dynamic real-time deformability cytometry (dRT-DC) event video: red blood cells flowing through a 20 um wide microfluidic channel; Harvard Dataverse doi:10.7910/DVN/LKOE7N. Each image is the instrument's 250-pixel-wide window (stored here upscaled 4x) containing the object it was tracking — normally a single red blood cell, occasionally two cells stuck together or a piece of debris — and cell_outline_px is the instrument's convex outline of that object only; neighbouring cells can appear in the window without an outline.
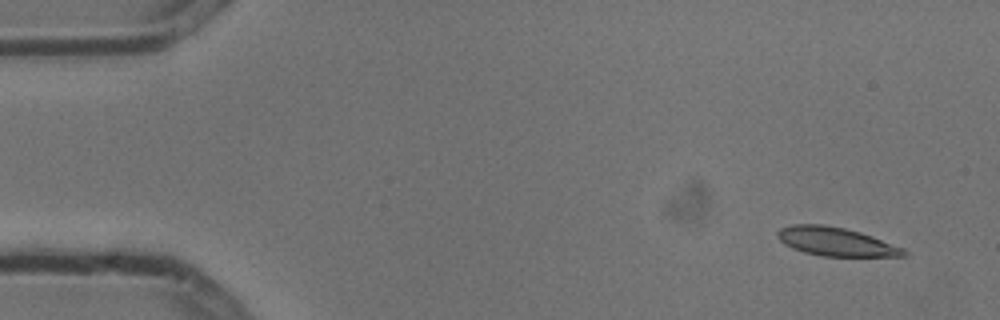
{"species": "common noctule bat (a hibernating species)", "species_latin": "Nyctalus noctula", "temperature_condition": "cold", "stored_images_in_passage": 6, "camera_frame_rate_fps": 3000, "um_per_image_px": 0.085, "animal": {"sex": "male", "body_mass_g": 13.3}, "frame": {"image": 1, "passage_image": 1, "time_ms": 0.0, "image_size_px": [1000, 320], "cell_outline_px": [[908, 252], [904, 256], [820, 256], [804, 252], [792, 248], [784, 244], [776, 236], [776, 232], [780, 228], [792, 224], [824, 224], [844, 228], [860, 232], [872, 236], [904, 248]], "centroid_in_image_um": [71.02, 20.53], "position_along_channel_um": 14.0, "area_um2": 21.1}}
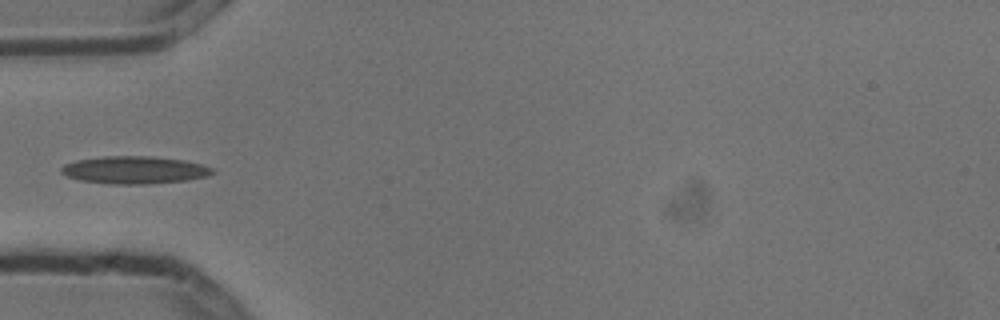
{"frame": {"image": 2, "passage_image": 5, "time_ms": 1.333, "image_size_px": [1000, 320], "cell_outline_px": [[216, 172], [208, 176], [188, 180], [144, 184], [112, 184], [80, 180], [68, 176], [60, 172], [60, 168], [64, 164], [76, 160], [104, 156], [152, 156], [184, 160], [200, 164], [212, 168]], "centroid_in_image_um": [11.43, 14.44], "position_along_channel_um": 73.6, "area_um2": 24.28}}
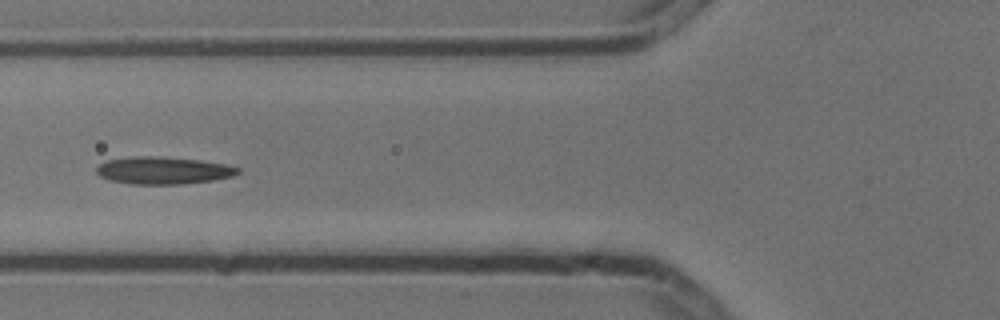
{"frame": {"image": 3, "passage_image": 6, "time_ms": 1.667, "image_size_px": [1000, 320], "cell_outline_px": [[240, 172], [232, 176], [212, 180], [184, 184], [132, 184], [108, 180], [100, 176], [96, 172], [96, 168], [100, 164], [108, 160], [136, 156], [156, 156], [200, 160], [224, 164], [240, 168]], "centroid_in_image_um": [13.86, 14.49], "position_along_channel_um": 111.9, "area_um2": 22.43}}